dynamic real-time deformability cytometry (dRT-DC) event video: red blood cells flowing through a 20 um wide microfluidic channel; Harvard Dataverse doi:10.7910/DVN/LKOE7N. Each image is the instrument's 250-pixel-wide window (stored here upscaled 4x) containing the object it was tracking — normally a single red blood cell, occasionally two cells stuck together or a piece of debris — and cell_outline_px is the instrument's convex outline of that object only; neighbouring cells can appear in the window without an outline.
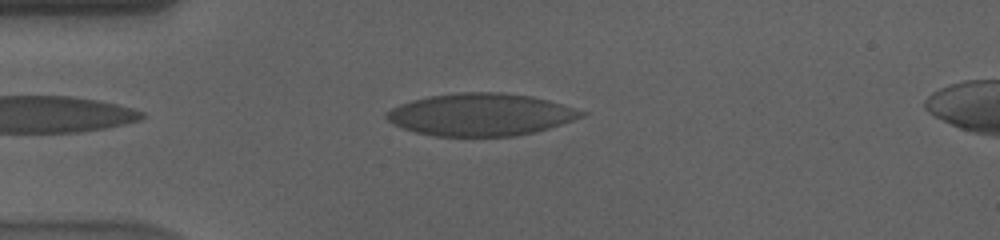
{"species": "human", "species_latin": "Homo sapiens", "temperature_condition": "cold", "stored_images_in_passage": 43, "camera_frame_rate_fps": 3000, "um_per_image_px": 0.085, "donor": {"sex": "male"}, "frame": {"image": 1, "passage_image": 1, "time_ms": 0.0, "image_size_px": [1000, 240], "cell_outline_px": [[588, 112], [584, 116], [548, 128], [516, 136], [432, 136], [416, 132], [392, 124], [384, 116], [384, 112], [400, 104], [412, 100], [428, 96], [460, 92], [500, 92], [532, 96], [548, 100]], "centroid_in_image_um": [40.83, 9.73], "position_along_channel_um": 44.2, "area_um2": 48.03}}
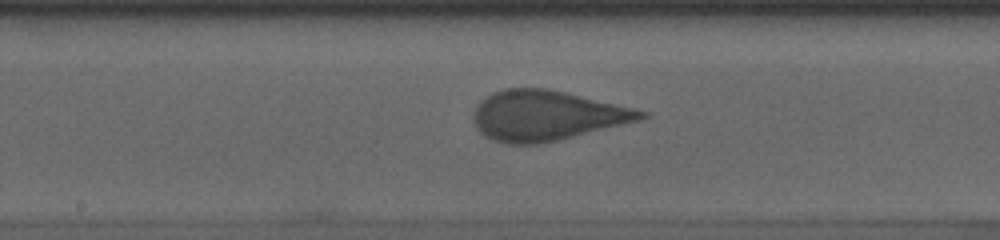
{"frame": {"image": 2, "passage_image": 16, "time_ms": 5.0, "image_size_px": [1000, 240], "cell_outline_px": [[648, 116], [640, 120], [556, 140], [536, 144], [504, 144], [492, 140], [484, 136], [476, 128], [472, 120], [472, 116], [480, 100], [492, 92], [504, 88], [548, 88], [632, 108], [648, 112]], "centroid_in_image_um": [46.37, 9.82], "position_along_channel_um": 201.8, "area_um2": 48.49}}
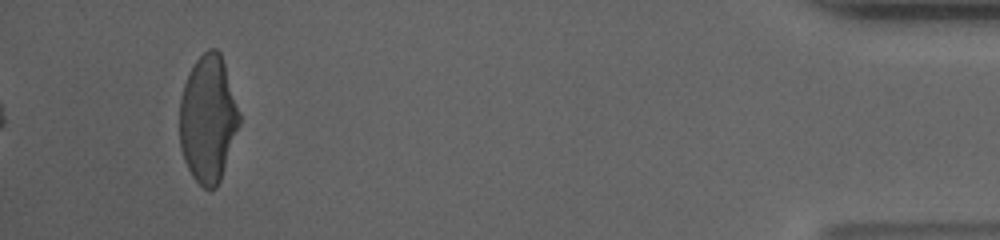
{"frame": {"image": 3, "passage_image": 40, "time_ms": 13.0, "image_size_px": [1000, 240], "cell_outline_px": [[240, 124], [220, 180], [216, 188], [204, 188], [192, 176], [184, 160], [180, 148], [180, 96], [188, 72], [196, 60], [208, 48], [216, 48], [220, 52], [224, 64], [240, 116]], "centroid_in_image_um": [17.66, 10.1], "position_along_channel_um": 417.5, "area_um2": 43.87}, "authors_computed_cell_mechanics": {"area_um2": 47.8006, "velocity_mm_per_s": 3.5885, "shape_relaxation_time_tau1_ms": 8.9058, "shape_relaxation_time_tau2_ms": null, "deformation_change_tau1": 0.2244, "deformation_change_tau2": null}}